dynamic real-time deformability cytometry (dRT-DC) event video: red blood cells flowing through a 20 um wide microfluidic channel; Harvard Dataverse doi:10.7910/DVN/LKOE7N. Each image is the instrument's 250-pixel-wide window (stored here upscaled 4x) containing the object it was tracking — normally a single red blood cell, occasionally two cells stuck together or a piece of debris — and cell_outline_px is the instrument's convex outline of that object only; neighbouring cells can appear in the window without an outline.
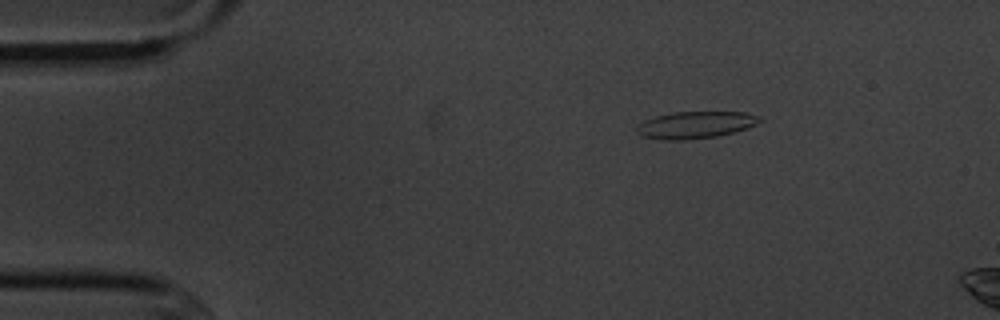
{"species": "common noctule bat (a hibernating species)", "species_latin": "Nyctalus noctula", "temperature_condition": "cold", "stored_images_in_passage": 4, "camera_frame_rate_fps": 3000, "um_per_image_px": 0.085, "animal": {"sex": "male", "body_mass_g": 20.1, "forearm_length_mm": 53.5}, "frame": {"image": 1, "passage_image": 2, "time_ms": 2.0, "image_size_px": [1000, 320], "cell_outline_px": [[764, 120], [748, 128], [736, 132], [716, 136], [684, 140], [664, 140], [640, 136], [636, 132], [636, 128], [644, 120], [656, 116], [672, 112], [744, 112], [760, 116]], "centroid_in_image_um": [59.13, 10.62], "position_along_channel_um": 25.9, "area_um2": 19.48}}